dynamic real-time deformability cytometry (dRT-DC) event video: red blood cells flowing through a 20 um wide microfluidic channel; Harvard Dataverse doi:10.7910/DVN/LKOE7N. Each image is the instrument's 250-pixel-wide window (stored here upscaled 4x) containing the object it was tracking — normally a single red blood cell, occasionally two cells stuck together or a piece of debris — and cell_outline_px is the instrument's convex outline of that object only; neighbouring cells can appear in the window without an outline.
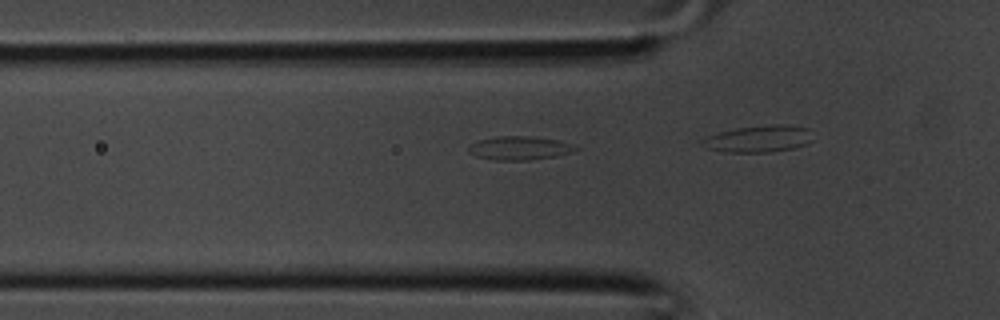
{"species": "common noctule bat (a hibernating species)", "species_latin": "Nyctalus noctula", "temperature_condition": "room temperature", "stored_images_in_passage": 4, "camera_frame_rate_fps": 3000, "um_per_image_px": 0.085, "animal": {"sex": "male", "body_mass_g": 20.1, "forearm_length_mm": 53.5}, "frame": {"image": 1, "passage_image": 3, "time_ms": 0.667, "image_size_px": [1000, 320], "cell_outline_px": [[580, 148], [572, 152], [556, 156], [532, 160], [496, 160], [476, 156], [468, 152], [468, 148], [472, 144], [480, 140], [496, 136], [528, 136], [560, 140], [572, 144]], "centroid_in_image_um": [44.2, 12.59], "position_along_channel_um": 81.6, "area_um2": 14.74}}